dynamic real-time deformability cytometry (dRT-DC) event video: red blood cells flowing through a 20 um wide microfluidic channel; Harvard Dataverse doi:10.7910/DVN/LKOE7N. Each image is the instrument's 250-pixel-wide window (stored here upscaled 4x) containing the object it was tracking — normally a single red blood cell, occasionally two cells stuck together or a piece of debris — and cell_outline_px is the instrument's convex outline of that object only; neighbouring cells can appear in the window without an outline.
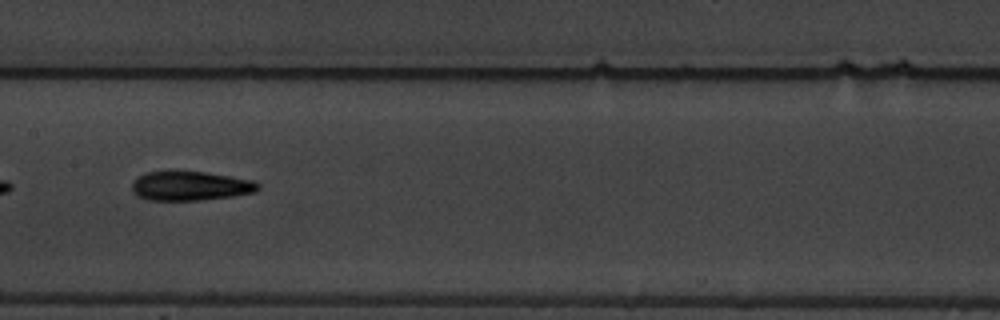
{"species": "common noctule bat (a hibernating species)", "species_latin": "Nyctalus noctula", "temperature_condition": "warm", "stored_images_in_passage": 14, "camera_frame_rate_fps": 3000, "um_per_image_px": 0.085, "animal": {"sex": "male", "body_mass_g": 19.5, "forearm_length_mm": 54.6}, "frame": {"image": 1, "passage_image": 7, "time_ms": 9.333, "image_size_px": [1000, 320], "cell_outline_px": [[260, 188], [256, 192], [232, 196], [200, 200], [148, 200], [136, 196], [132, 192], [132, 180], [148, 172], [172, 168], [204, 172], [252, 180], [260, 184]], "centroid_in_image_um": [16.12, 15.77], "position_along_channel_um": 191.3, "area_um2": 22.14}}
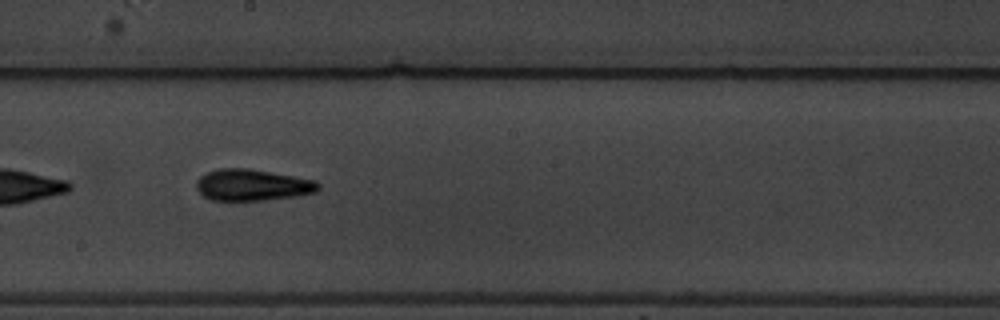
{"frame": {"image": 2, "passage_image": 8, "time_ms": 10.333, "image_size_px": [1000, 320], "cell_outline_px": [[320, 188], [316, 192], [296, 196], [264, 200], [208, 200], [196, 188], [196, 180], [200, 176], [208, 172], [220, 168], [248, 168], [316, 180], [320, 184]], "centroid_in_image_um": [21.45, 15.72], "position_along_channel_um": 226.8, "area_um2": 22.37}}
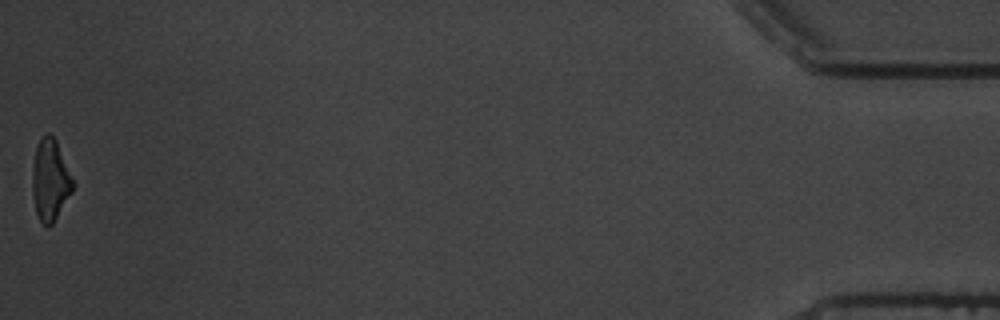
{"frame": {"image": 3, "passage_image": 14, "time_ms": 18.667, "image_size_px": [1000, 320], "cell_outline_px": [[76, 184], [72, 192], [52, 224], [48, 228], [40, 220], [36, 212], [32, 196], [32, 172], [36, 148], [40, 140], [48, 132], [56, 140]], "centroid_in_image_um": [4.28, 15.32], "position_along_channel_um": 430.9, "area_um2": 19.19}, "authors_computed_cell_mechanics": {"area_um2": 21.097, "velocity_mm_per_s": 3.5738, "shape_relaxation_time_tau1_ms": 3.0489, "shape_relaxation_time_tau2_ms": 2.7892, "deformation_change_tau1": 0.1389, "deformation_change_tau2": 0.1232}}